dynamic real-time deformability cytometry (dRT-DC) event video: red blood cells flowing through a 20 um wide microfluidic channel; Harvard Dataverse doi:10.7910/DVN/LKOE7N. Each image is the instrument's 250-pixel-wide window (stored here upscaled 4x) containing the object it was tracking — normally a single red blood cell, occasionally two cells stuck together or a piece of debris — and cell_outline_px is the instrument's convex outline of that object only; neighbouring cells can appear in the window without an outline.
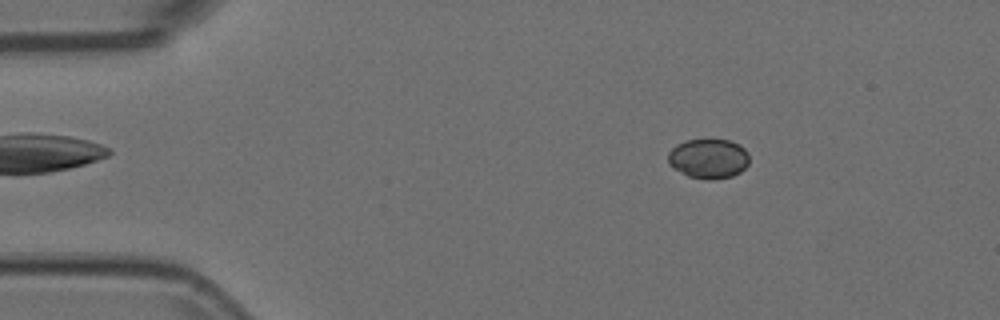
{"species": "Egyptian fruit bat (a non-hibernating species)", "species_latin": "Rousettus aegyptiacus", "temperature_condition": "room temperature", "stored_images_in_passage": 54, "camera_frame_rate_fps": 3000, "um_per_image_px": 0.085, "animal": {"sex": "female"}, "frame": {"image": 1, "passage_image": 8, "time_ms": 2.333, "image_size_px": [1000, 320], "cell_outline_px": [[748, 164], [740, 172], [732, 176], [712, 180], [708, 180], [688, 176], [672, 168], [668, 164], [668, 152], [676, 144], [684, 140], [728, 140], [740, 144], [748, 152]], "centroid_in_image_um": [60.2, 13.48], "position_along_channel_um": 24.8, "area_um2": 18.96}}
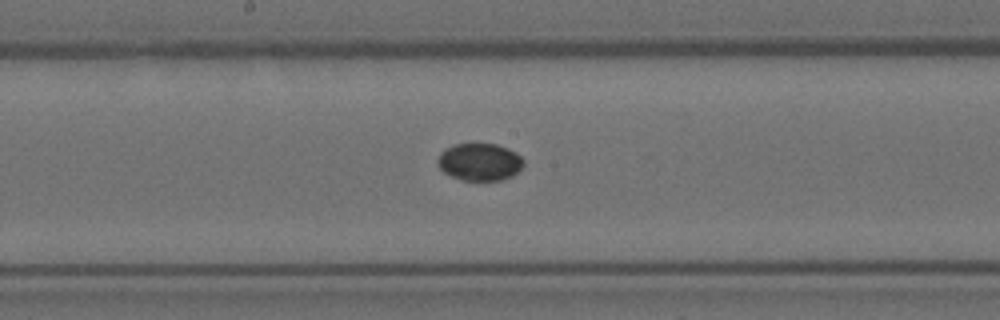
{"frame": {"image": 2, "passage_image": 28, "time_ms": 9.0, "image_size_px": [1000, 320], "cell_outline_px": [[524, 164], [512, 176], [504, 180], [460, 180], [444, 172], [440, 168], [436, 160], [440, 152], [444, 148], [452, 144], [496, 144], [508, 148], [516, 152], [524, 160]], "centroid_in_image_um": [40.75, 13.76], "position_along_channel_um": 207.4, "area_um2": 18.84}}
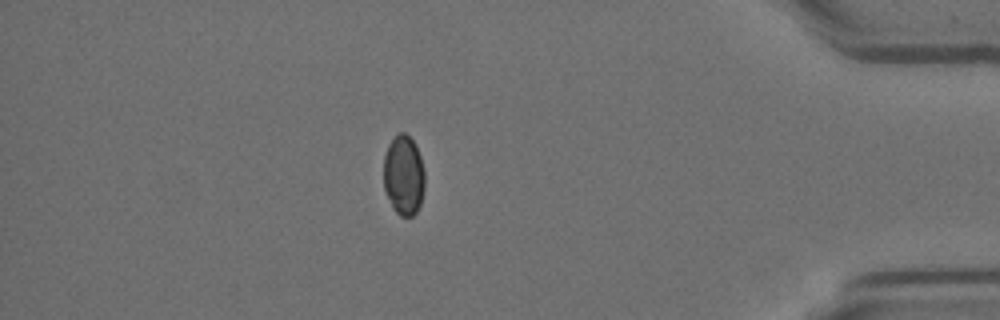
{"frame": {"image": 3, "passage_image": 47, "time_ms": 15.333, "image_size_px": [1000, 320], "cell_outline_px": [[424, 188], [420, 204], [416, 212], [412, 216], [400, 216], [392, 208], [384, 188], [384, 156], [388, 144], [400, 132], [404, 132], [412, 140], [420, 156], [424, 172]], "centroid_in_image_um": [34.3, 14.92], "position_along_channel_um": 400.9, "area_um2": 19.02}}